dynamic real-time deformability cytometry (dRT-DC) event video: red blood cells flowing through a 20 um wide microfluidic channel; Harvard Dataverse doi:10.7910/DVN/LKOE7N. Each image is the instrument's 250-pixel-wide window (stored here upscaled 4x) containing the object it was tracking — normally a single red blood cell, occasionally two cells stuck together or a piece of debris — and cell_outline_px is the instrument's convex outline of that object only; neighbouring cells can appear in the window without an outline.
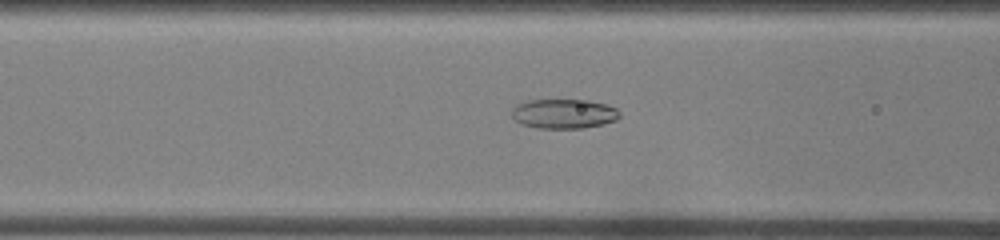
{"species": "common noctule bat (a hibernating species)", "species_latin": "Nyctalus noctula", "temperature_condition": "room temperature", "stored_images_in_passage": 42, "camera_frame_rate_fps": 3000, "um_per_image_px": 0.085, "animal": {"sex": "female", "body_mass_g": 22.0, "forearm_length_mm": 56.7}, "frame": {"image": 1, "passage_image": 13, "time_ms": 4.0, "image_size_px": [1000, 240], "cell_outline_px": [[620, 116], [616, 120], [604, 124], [584, 128], [536, 128], [520, 124], [512, 116], [512, 108], [516, 104], [528, 100], [588, 100], [608, 104], [616, 108], [620, 112]], "centroid_in_image_um": [47.93, 9.67], "position_along_channel_um": 118.7, "area_um2": 18.79}}
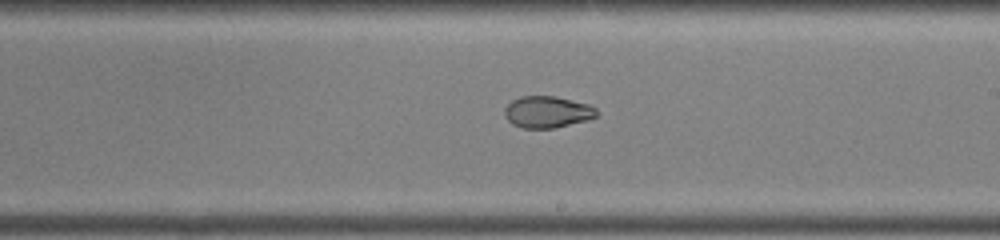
{"frame": {"image": 2, "passage_image": 22, "time_ms": 7.0, "image_size_px": [1000, 240], "cell_outline_px": [[600, 112], [596, 116], [588, 120], [552, 128], [524, 128], [512, 124], [504, 116], [504, 108], [512, 100], [520, 96], [556, 96], [588, 104], [596, 108]], "centroid_in_image_um": [46.52, 9.51], "position_along_channel_um": 242.5, "area_um2": 17.05}}
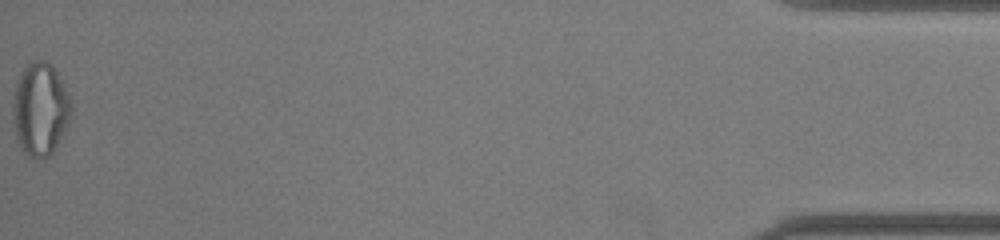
{"frame": {"image": 3, "passage_image": 42, "time_ms": 13.667, "image_size_px": [1000, 240], "cell_outline_px": [[72, 112], [68, 124], [60, 140], [52, 152], [44, 160], [36, 160], [28, 156], [24, 152], [16, 136], [12, 120], [12, 104], [16, 80], [24, 64], [32, 60], [44, 60], [52, 64], [72, 104]], "centroid_in_image_um": [3.39, 9.28], "position_along_channel_um": 431.8, "area_um2": 32.02}, "authors_computed_cell_mechanics": {"area_um2": 21.8484, "velocity_mm_per_s": 4.1397, "shape_relaxation_time_tau1_ms": null, "shape_relaxation_time_tau2_ms": 1.9143, "deformation_change_tau1": null, "deformation_change_tau2": 0.0468}}